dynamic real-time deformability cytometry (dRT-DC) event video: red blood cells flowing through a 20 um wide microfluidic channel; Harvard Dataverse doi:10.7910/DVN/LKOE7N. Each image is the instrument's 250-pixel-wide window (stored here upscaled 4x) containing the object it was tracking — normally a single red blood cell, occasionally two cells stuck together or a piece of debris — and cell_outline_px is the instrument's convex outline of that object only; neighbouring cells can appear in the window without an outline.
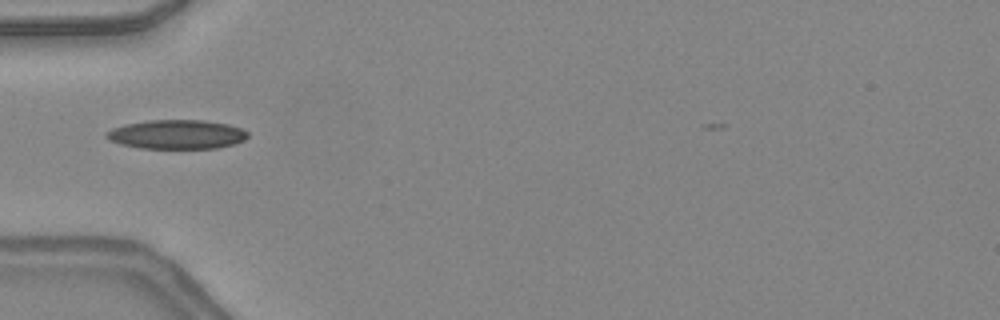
{"species": "common noctule bat (a hibernating species)", "species_latin": "Nyctalus noctula", "temperature_condition": "warm", "stored_images_in_passage": 30, "camera_frame_rate_fps": 3000, "um_per_image_px": 0.085, "animal": {"sex": "female", "body_mass_g": 24.6, "forearm_length_mm": 56.2}, "frame": {"image": 1, "passage_image": 2, "time_ms": 0.333, "image_size_px": [1000, 320], "cell_outline_px": [[248, 136], [244, 140], [236, 144], [216, 148], [140, 148], [120, 144], [108, 140], [104, 136], [104, 132], [112, 128], [124, 124], [148, 120], [204, 120], [228, 124], [240, 128], [248, 132]], "centroid_in_image_um": [14.99, 11.42], "position_along_channel_um": 70.0, "area_um2": 24.22}}
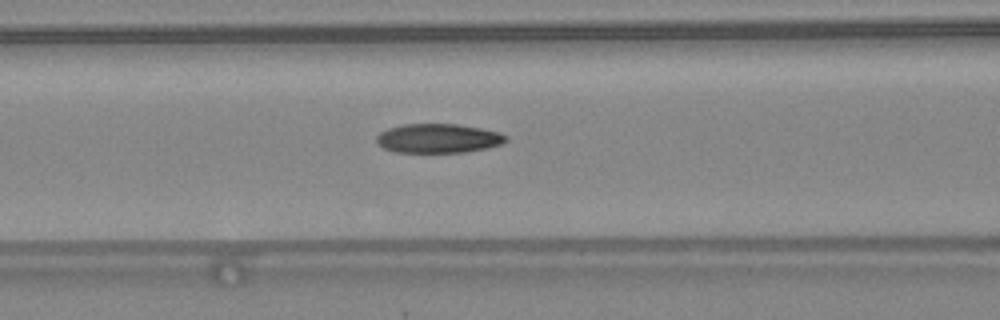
{"frame": {"image": 2, "passage_image": 6, "time_ms": 1.667, "image_size_px": [1000, 320], "cell_outline_px": [[508, 140], [500, 144], [488, 148], [468, 152], [396, 152], [384, 148], [376, 144], [376, 136], [380, 132], [388, 128], [404, 124], [456, 124], [480, 128], [500, 132], [508, 136]], "centroid_in_image_um": [37.25, 11.76], "position_along_channel_um": 129.3, "area_um2": 22.14}}